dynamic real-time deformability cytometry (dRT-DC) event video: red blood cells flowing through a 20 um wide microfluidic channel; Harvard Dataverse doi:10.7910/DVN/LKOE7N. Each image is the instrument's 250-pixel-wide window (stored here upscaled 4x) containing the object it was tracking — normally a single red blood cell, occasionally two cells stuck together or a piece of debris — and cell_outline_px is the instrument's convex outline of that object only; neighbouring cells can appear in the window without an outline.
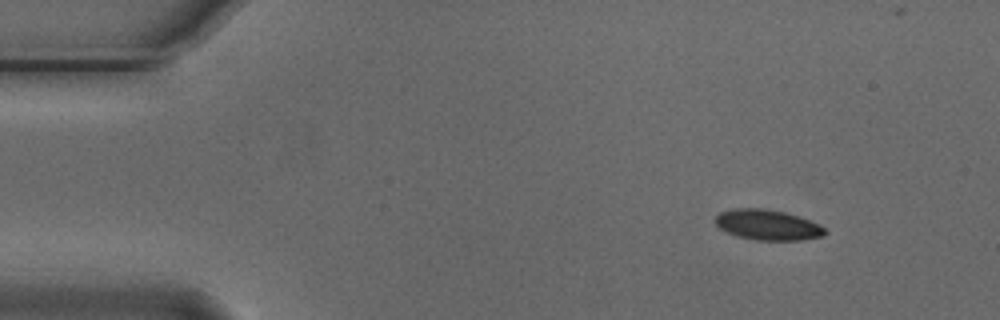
{"species": "Egyptian fruit bat (a non-hibernating species)", "species_latin": "Rousettus aegyptiacus", "temperature_condition": "cold", "stored_images_in_passage": 9, "camera_frame_rate_fps": 3000, "um_per_image_px": 0.085, "animal": {"sex": "male"}, "frame": {"image": 1, "passage_image": 1, "time_ms": 0.0, "image_size_px": [1000, 320], "cell_outline_px": [[828, 232], [824, 236], [804, 240], [756, 240], [736, 236], [720, 228], [716, 224], [716, 216], [720, 212], [736, 208], [760, 208], [784, 212], [820, 224]], "centroid_in_image_um": [65.27, 19.13], "position_along_channel_um": 19.7, "area_um2": 19.31}}
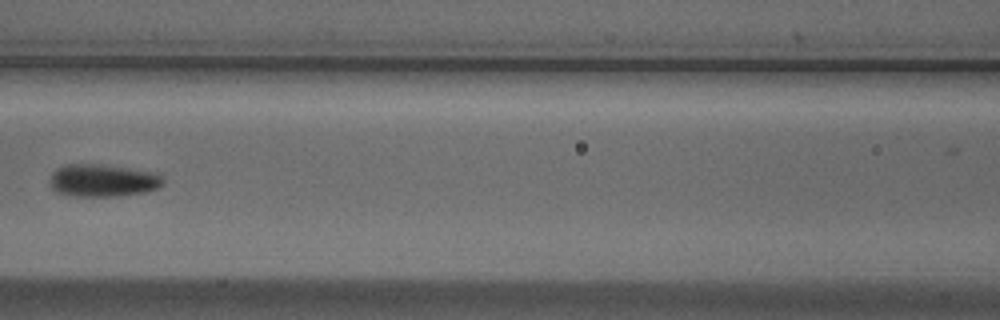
{"frame": {"image": 2, "passage_image": 6, "time_ms": 1.667, "image_size_px": [1000, 320], "cell_outline_px": [[164, 184], [156, 188], [144, 192], [120, 196], [68, 196], [56, 192], [52, 188], [48, 180], [52, 172], [56, 168], [64, 164], [96, 164], [128, 168], [156, 172], [164, 180]], "centroid_in_image_um": [8.68, 15.34], "position_along_channel_um": 157.9, "area_um2": 21.68}}
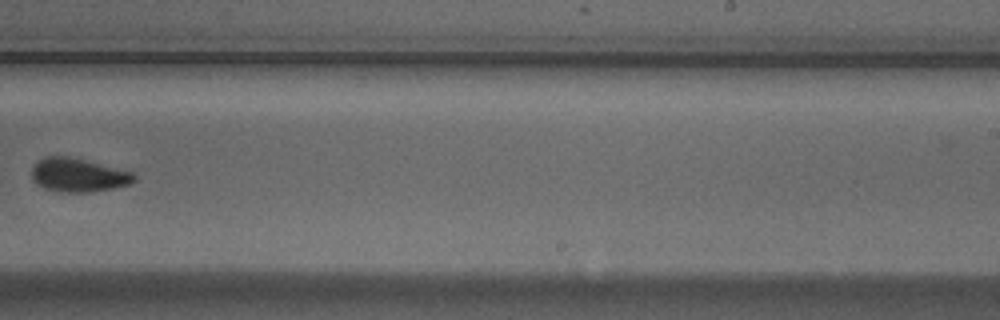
{"frame": {"image": 3, "passage_image": 9, "time_ms": 2.667, "image_size_px": [1000, 320], "cell_outline_px": [[136, 180], [128, 184], [112, 188], [92, 192], [60, 192], [44, 188], [36, 184], [32, 180], [32, 168], [44, 156], [68, 156], [132, 172], [136, 176]], "centroid_in_image_um": [6.62, 14.89], "position_along_channel_um": 282.4, "area_um2": 19.88}}